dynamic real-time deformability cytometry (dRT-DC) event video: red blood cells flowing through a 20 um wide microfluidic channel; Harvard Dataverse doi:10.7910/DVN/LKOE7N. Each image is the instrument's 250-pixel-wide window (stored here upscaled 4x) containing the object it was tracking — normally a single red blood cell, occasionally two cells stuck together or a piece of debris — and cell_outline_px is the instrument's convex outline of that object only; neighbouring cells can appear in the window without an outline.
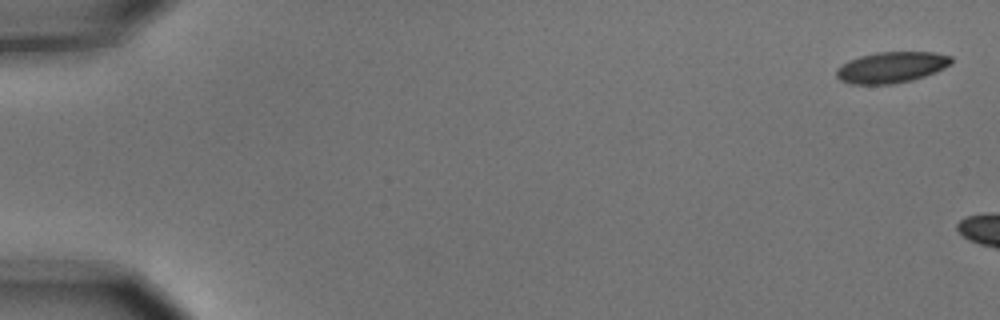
{"species": "common noctule bat (a hibernating species)", "species_latin": "Nyctalus noctula", "temperature_condition": "cold", "stored_images_in_passage": 3, "camera_frame_rate_fps": 3000, "um_per_image_px": 0.085, "animal": {"sex": "male", "body_mass_g": 15.6}, "frame": {"image": 1, "passage_image": 1, "time_ms": 0.0, "image_size_px": [1000, 320], "cell_outline_px": [[952, 64], [936, 72], [912, 80], [892, 84], [848, 84], [840, 80], [836, 76], [836, 68], [848, 60], [860, 56], [876, 52], [932, 52], [952, 56]], "centroid_in_image_um": [75.75, 5.72], "position_along_channel_um": 9.2, "area_um2": 20.92}}